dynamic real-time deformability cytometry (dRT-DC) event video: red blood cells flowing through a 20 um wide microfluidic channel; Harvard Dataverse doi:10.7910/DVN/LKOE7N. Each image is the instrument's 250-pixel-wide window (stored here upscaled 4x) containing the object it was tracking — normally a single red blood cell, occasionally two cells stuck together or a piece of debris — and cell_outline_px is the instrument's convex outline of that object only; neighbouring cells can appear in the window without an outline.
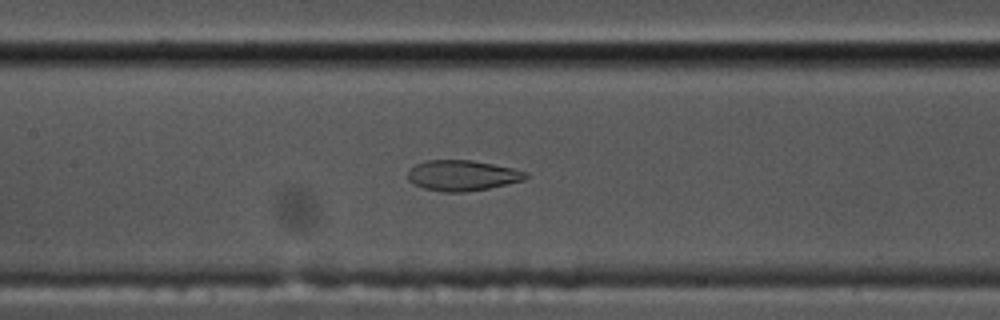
{"species": "common noctule bat (a hibernating species)", "species_latin": "Nyctalus noctula", "temperature_condition": "cold", "stored_images_in_passage": 58, "camera_frame_rate_fps": 3000, "um_per_image_px": 0.085, "animal": {"sex": "male", "body_mass_g": 17.5, "forearm_length_mm": 52.3}, "frame": {"image": 1, "passage_image": 27, "time_ms": 8.667, "image_size_px": [1000, 320], "cell_outline_px": [[528, 176], [524, 180], [508, 184], [488, 188], [464, 192], [444, 192], [424, 188], [408, 180], [408, 172], [416, 164], [424, 160], [472, 160], [512, 168], [528, 172]], "centroid_in_image_um": [39.31, 14.91], "position_along_channel_um": 168.1, "area_um2": 20.87}}
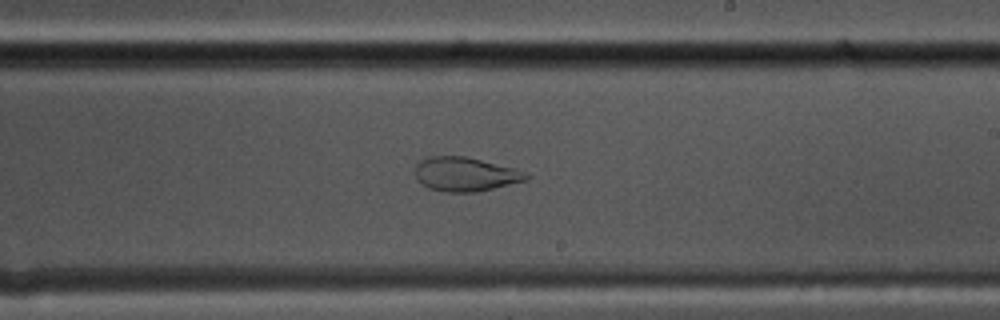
{"frame": {"image": 2, "passage_image": 34, "time_ms": 11.0, "image_size_px": [1000, 320], "cell_outline_px": [[532, 176], [528, 180], [476, 192], [444, 192], [428, 188], [416, 180], [416, 164], [420, 160], [428, 156], [464, 156], [516, 168]], "centroid_in_image_um": [39.55, 14.81], "position_along_channel_um": 249.4, "area_um2": 22.2}}
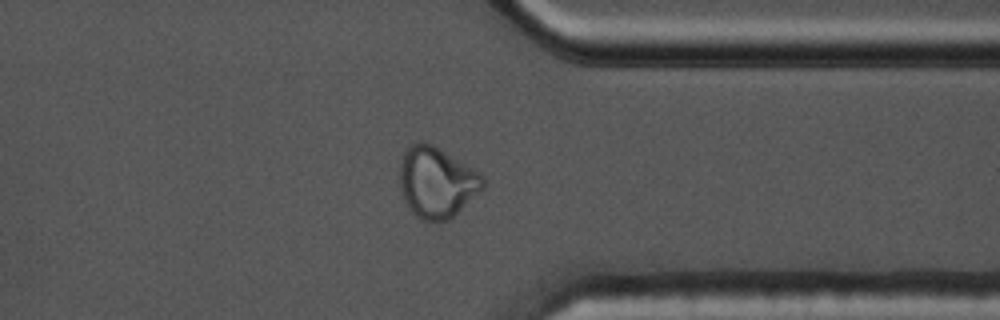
{"frame": {"image": 3, "passage_image": 45, "time_ms": 14.667, "image_size_px": [1000, 320], "cell_outline_px": [[484, 188], [448, 220], [440, 224], [420, 220], [416, 216], [404, 200], [400, 184], [400, 164], [404, 152], [412, 144], [420, 140], [432, 144], [480, 172], [484, 176]], "centroid_in_image_um": [37.12, 15.51], "position_along_channel_um": 374.3, "area_um2": 34.39}, "authors_computed_cell_mechanics": {"area_um2": 22.5131, "velocity_mm_per_s": 3.5047, "shape_relaxation_time_tau1_ms": null, "shape_relaxation_time_tau2_ms": 1.4918, "deformation_change_tau1": null, "deformation_change_tau2": 0.0673}}